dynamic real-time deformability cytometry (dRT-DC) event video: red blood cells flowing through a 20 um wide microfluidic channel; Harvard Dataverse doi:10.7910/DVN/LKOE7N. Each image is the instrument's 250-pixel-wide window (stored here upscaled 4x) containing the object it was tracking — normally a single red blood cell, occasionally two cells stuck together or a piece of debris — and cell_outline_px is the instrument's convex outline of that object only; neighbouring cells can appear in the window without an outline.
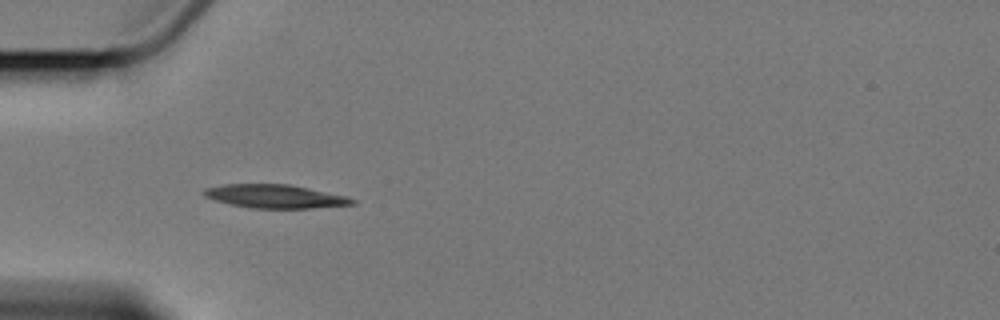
{"species": "Egyptian fruit bat (a non-hibernating species)", "species_latin": "Rousettus aegyptiacus", "temperature_condition": "cold", "stored_images_in_passage": 5, "camera_frame_rate_fps": 3000, "um_per_image_px": 0.085, "animal": {"sex": "female"}, "frame": {"image": 1, "passage_image": 4, "time_ms": 4.667, "image_size_px": [1000, 320], "cell_outline_px": [[356, 204], [312, 208], [252, 208], [232, 204], [216, 200], [204, 196], [200, 192], [204, 188], [224, 184], [288, 184], [348, 196], [356, 200]], "centroid_in_image_um": [23.39, 16.68], "position_along_channel_um": 61.6, "area_um2": 20.29}}